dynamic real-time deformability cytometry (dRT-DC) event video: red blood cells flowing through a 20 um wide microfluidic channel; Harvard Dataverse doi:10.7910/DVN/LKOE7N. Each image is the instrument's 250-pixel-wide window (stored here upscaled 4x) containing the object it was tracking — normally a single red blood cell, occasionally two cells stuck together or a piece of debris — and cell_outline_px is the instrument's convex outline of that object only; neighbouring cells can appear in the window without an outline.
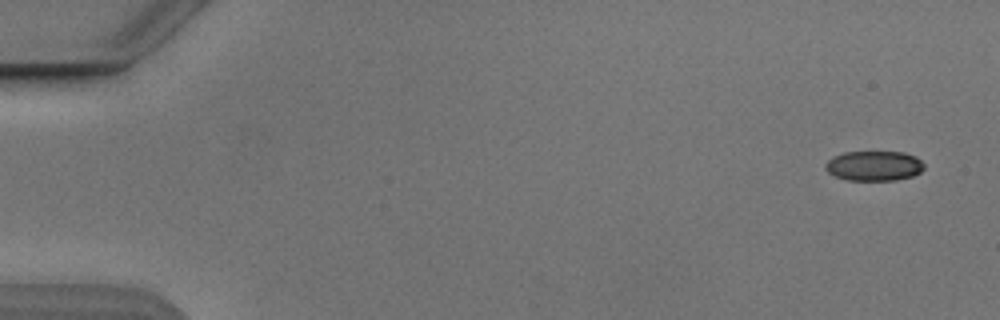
{"species": "Egyptian fruit bat (a non-hibernating species)", "species_latin": "Rousettus aegyptiacus", "temperature_condition": "cold", "stored_images_in_passage": 52, "camera_frame_rate_fps": 3000, "um_per_image_px": 0.085, "animal": {"sex": "male"}, "frame": {"image": 1, "passage_image": 1, "time_ms": 0.0, "image_size_px": [1000, 320], "cell_outline_px": [[924, 168], [920, 172], [912, 176], [896, 180], [848, 180], [836, 176], [828, 172], [824, 168], [824, 164], [832, 156], [844, 152], [904, 152], [916, 156], [924, 164]], "centroid_in_image_um": [74.28, 14.09], "position_along_channel_um": 10.7, "area_um2": 17.28}}
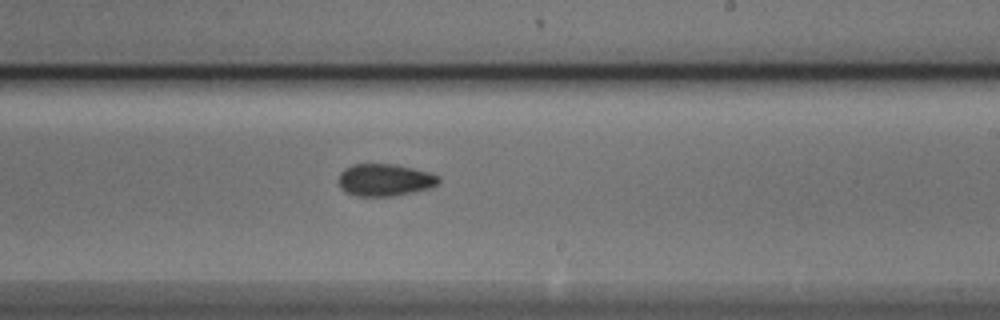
{"frame": {"image": 2, "passage_image": 31, "time_ms": 10.0, "image_size_px": [1000, 320], "cell_outline_px": [[440, 184], [432, 188], [392, 196], [356, 196], [340, 188], [340, 172], [344, 168], [352, 164], [392, 164], [412, 168], [428, 172], [440, 176]], "centroid_in_image_um": [32.74, 15.29], "position_along_channel_um": 256.3, "area_um2": 18.79}}
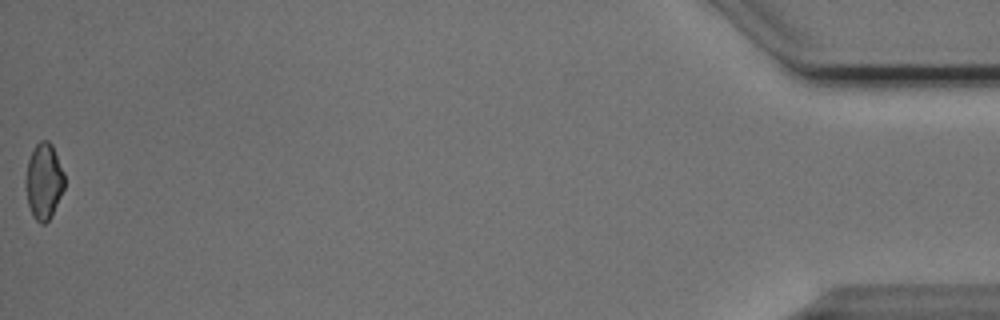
{"frame": {"image": 3, "passage_image": 52, "time_ms": 17.0, "image_size_px": [1000, 320], "cell_outline_px": [[64, 188], [52, 216], [44, 224], [40, 224], [32, 216], [28, 204], [24, 180], [28, 160], [36, 144], [40, 140], [48, 140], [52, 144], [64, 172]], "centroid_in_image_um": [3.72, 15.42], "position_along_channel_um": 431.5, "area_um2": 17.34}, "authors_computed_cell_mechanics": {"area_um2": 18.207, "velocity_mm_per_s": 3.8772, "shape_relaxation_time_tau1_ms": 11.1543, "shape_relaxation_time_tau2_ms": 3.8492, "deformation_change_tau1": 0.1087, "deformation_change_tau2": 0.0866}}